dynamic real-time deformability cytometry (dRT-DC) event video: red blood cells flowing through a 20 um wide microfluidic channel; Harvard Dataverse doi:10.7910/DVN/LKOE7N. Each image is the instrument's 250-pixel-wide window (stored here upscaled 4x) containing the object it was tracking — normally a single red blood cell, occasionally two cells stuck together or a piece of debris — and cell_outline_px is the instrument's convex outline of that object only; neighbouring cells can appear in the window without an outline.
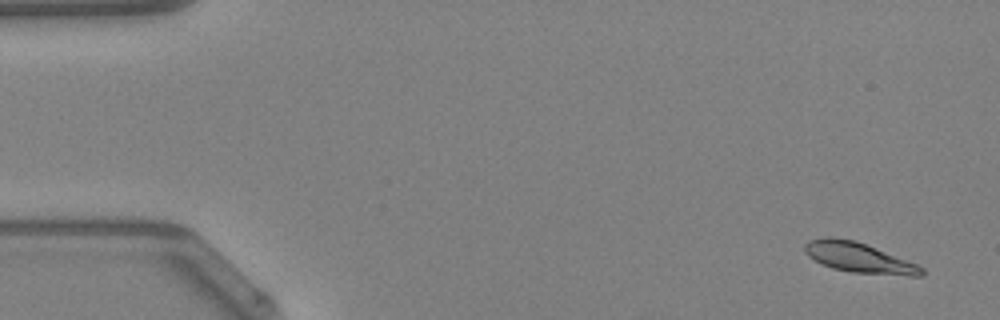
{"species": "Egyptian fruit bat (a non-hibernating species)", "species_latin": "Rousettus aegyptiacus", "temperature_condition": "warm", "stored_images_in_passage": 49, "camera_frame_rate_fps": 3000, "um_per_image_px": 0.085, "animal": {"sex": "female"}, "frame": {"image": 1, "passage_image": 3, "time_ms": 0.667, "image_size_px": [1000, 320], "cell_outline_px": [[924, 276], [908, 276], [852, 272], [832, 268], [808, 256], [804, 252], [804, 244], [808, 240], [824, 236], [832, 236], [856, 240], [916, 264], [924, 268]], "centroid_in_image_um": [72.98, 21.88], "position_along_channel_um": 12.0, "area_um2": 20.52}}
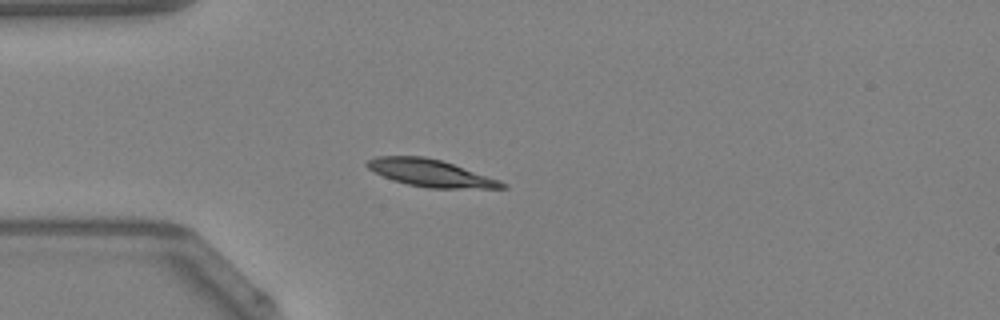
{"frame": {"image": 2, "passage_image": 14, "time_ms": 4.333, "image_size_px": [1000, 320], "cell_outline_px": [[508, 188], [428, 188], [408, 184], [392, 180], [368, 168], [364, 164], [368, 160], [376, 156], [424, 156], [440, 160], [500, 180], [508, 184]], "centroid_in_image_um": [36.6, 14.71], "position_along_channel_um": 48.4, "area_um2": 21.15}}
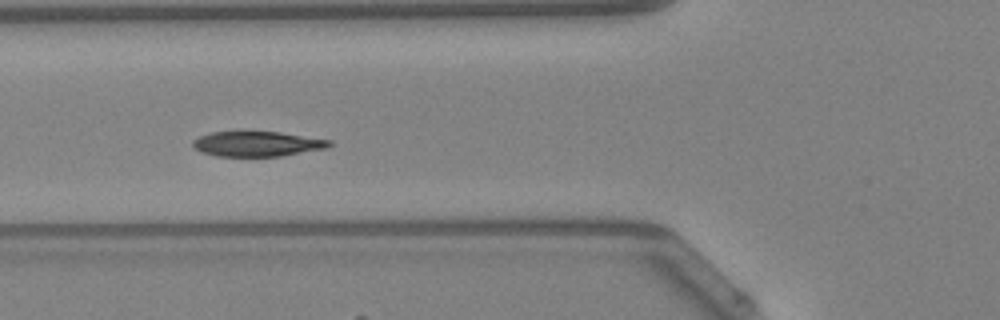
{"frame": {"image": 3, "passage_image": 19, "time_ms": 6.0, "image_size_px": [1000, 320], "cell_outline_px": [[332, 144], [328, 148], [280, 156], [216, 156], [200, 152], [192, 144], [192, 140], [200, 136], [212, 132], [280, 132], [332, 140]], "centroid_in_image_um": [21.88, 12.23], "position_along_channel_um": 103.9, "area_um2": 19.88}, "authors_computed_cell_mechanics": {"area_um2": 20.5768, "velocity_mm_per_s": 4.1983, "shape_relaxation_time_tau1_ms": 2.432, "shape_relaxation_time_tau2_ms": 2.0841, "deformation_change_tau1": 0.1193, "deformation_change_tau2": 0.0443}}